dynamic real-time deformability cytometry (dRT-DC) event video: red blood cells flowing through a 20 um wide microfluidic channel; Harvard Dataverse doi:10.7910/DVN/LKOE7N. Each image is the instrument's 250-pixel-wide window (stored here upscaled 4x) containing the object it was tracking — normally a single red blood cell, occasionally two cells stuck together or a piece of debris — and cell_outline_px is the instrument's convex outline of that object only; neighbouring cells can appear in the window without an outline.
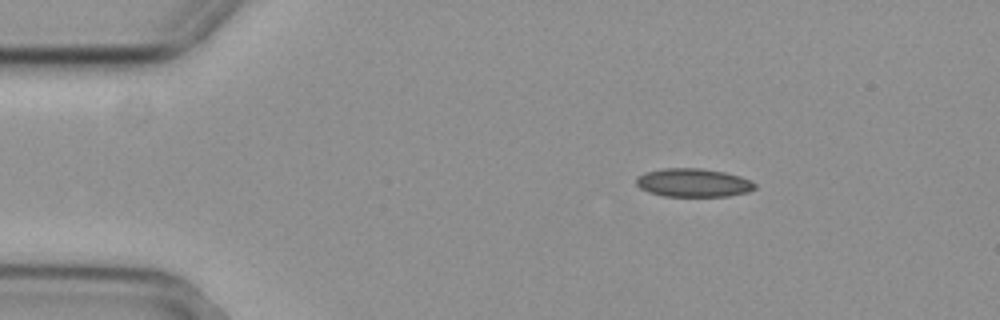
{"species": "common noctule bat (a hibernating species)", "species_latin": "Nyctalus noctula", "temperature_condition": "cold", "stored_images_in_passage": 11, "camera_frame_rate_fps": 3000, "um_per_image_px": 0.085, "animal": {"sex": "female", "body_mass_g": 29.2, "forearm_length_mm": 56.3}, "frame": {"image": 1, "passage_image": 1, "time_ms": 0.0, "image_size_px": [1000, 320], "cell_outline_px": [[756, 188], [748, 192], [728, 196], [664, 196], [648, 192], [640, 188], [636, 184], [636, 176], [644, 172], [664, 168], [700, 168], [724, 172], [740, 176], [756, 184]], "centroid_in_image_um": [58.9, 15.53], "position_along_channel_um": 26.1, "area_um2": 19.71}}
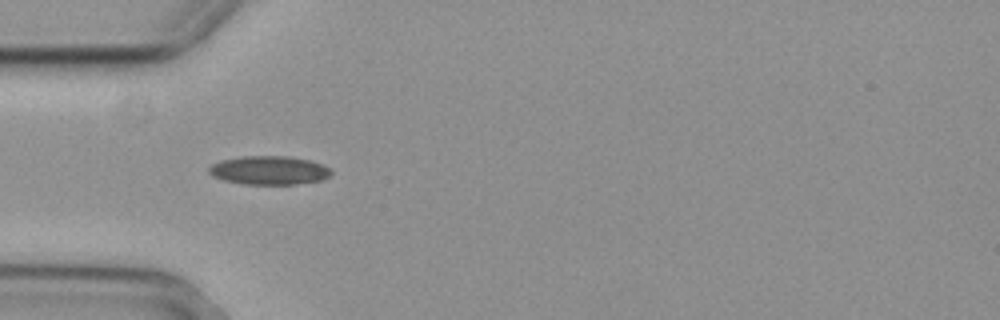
{"frame": {"image": 2, "passage_image": 9, "time_ms": 2.667, "image_size_px": [1000, 320], "cell_outline_px": [[332, 172], [328, 176], [320, 180], [296, 184], [244, 184], [224, 180], [212, 176], [208, 172], [208, 168], [212, 164], [220, 160], [240, 156], [288, 156], [308, 160], [324, 164], [332, 168]], "centroid_in_image_um": [22.86, 14.47], "position_along_channel_um": 62.1, "area_um2": 20.52}}